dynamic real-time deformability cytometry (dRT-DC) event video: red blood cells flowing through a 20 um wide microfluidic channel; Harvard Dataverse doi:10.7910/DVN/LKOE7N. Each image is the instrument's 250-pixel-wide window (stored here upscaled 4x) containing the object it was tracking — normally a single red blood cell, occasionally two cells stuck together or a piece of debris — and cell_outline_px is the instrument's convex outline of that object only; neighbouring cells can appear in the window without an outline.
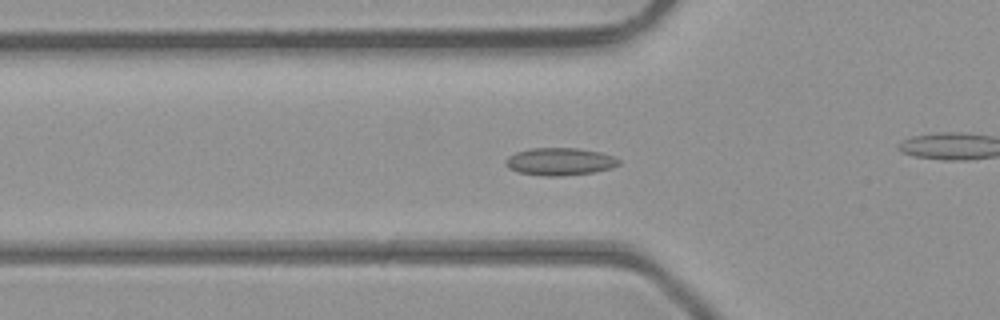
{"species": "common noctule bat (a hibernating species)", "species_latin": "Nyctalus noctula", "temperature_condition": "room temperature", "stored_images_in_passage": 47, "camera_frame_rate_fps": 3000, "um_per_image_px": 0.085, "animal": {"sex": "male", "body_mass_g": 23.1, "forearm_length_mm": 52.7}, "frame": {"image": 1, "passage_image": 16, "time_ms": 5.0, "image_size_px": [1000, 320], "cell_outline_px": [[620, 164], [612, 168], [596, 172], [564, 176], [544, 176], [516, 172], [508, 168], [504, 164], [504, 160], [508, 156], [516, 152], [532, 148], [576, 148], [600, 152], [612, 156], [620, 160]], "centroid_in_image_um": [47.56, 13.74], "position_along_channel_um": 78.2, "area_um2": 18.38}}
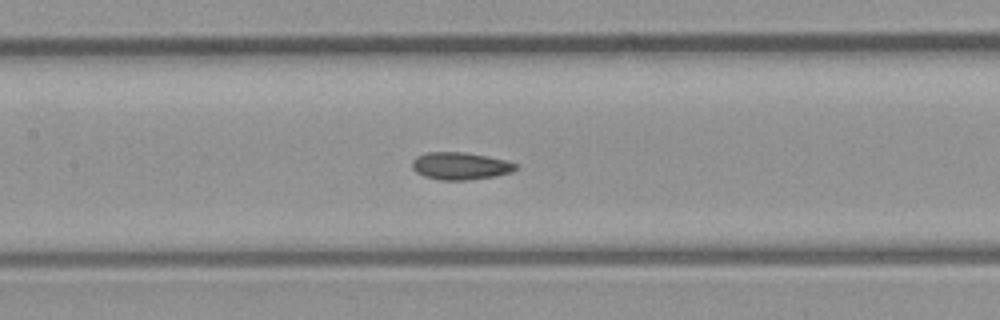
{"frame": {"image": 2, "passage_image": 22, "time_ms": 7.0, "image_size_px": [1000, 320], "cell_outline_px": [[516, 168], [512, 172], [496, 176], [468, 180], [440, 180], [424, 176], [416, 172], [412, 168], [412, 160], [416, 156], [428, 152], [464, 152], [504, 160], [516, 164]], "centroid_in_image_um": [39.08, 14.11], "position_along_channel_um": 168.3, "area_um2": 16.42}}
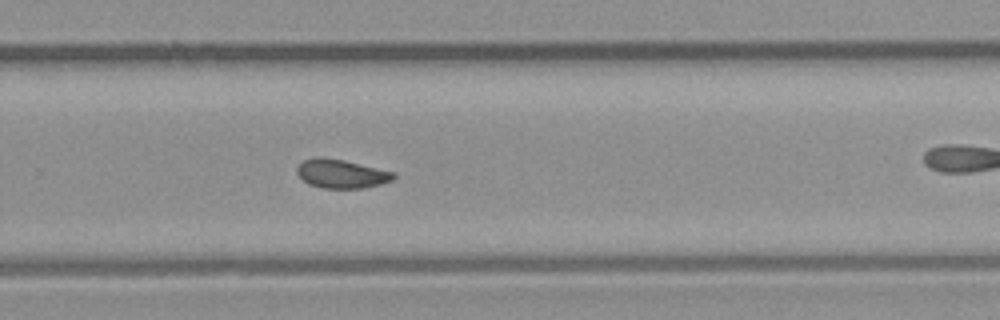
{"frame": {"image": 3, "passage_image": 31, "time_ms": 10.0, "image_size_px": [1000, 320], "cell_outline_px": [[396, 176], [392, 180], [380, 184], [364, 188], [324, 188], [308, 184], [296, 172], [296, 168], [304, 160], [316, 156], [324, 156], [344, 160], [396, 172]], "centroid_in_image_um": [29.02, 14.75], "position_along_channel_um": 300.8, "area_um2": 16.3}, "authors_computed_cell_mechanics": {"area_um2": 16.4152, "velocity_mm_per_s": 4.438, "shape_relaxation_time_tau1_ms": null, "shape_relaxation_time_tau2_ms": 1.8929, "deformation_change_tau1": null, "deformation_change_tau2": 0.0614}}